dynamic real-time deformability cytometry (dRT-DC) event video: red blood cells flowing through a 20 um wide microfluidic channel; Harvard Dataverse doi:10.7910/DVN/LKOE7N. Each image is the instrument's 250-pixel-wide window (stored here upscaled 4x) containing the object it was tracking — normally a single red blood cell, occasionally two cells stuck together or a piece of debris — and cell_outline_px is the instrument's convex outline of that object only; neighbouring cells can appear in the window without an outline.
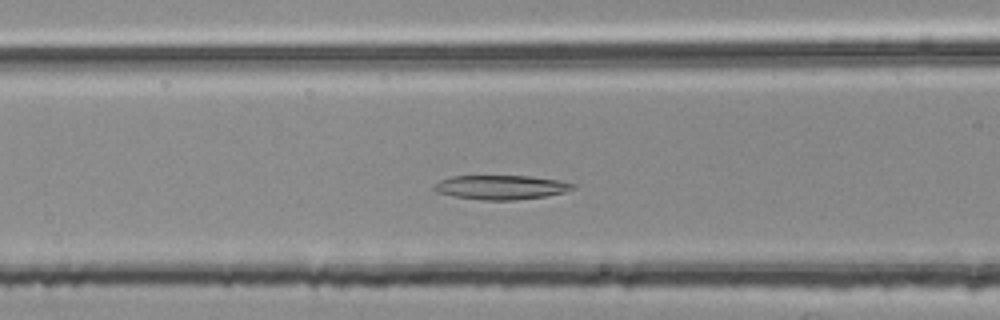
{"species": "common noctule bat (a hibernating species)", "species_latin": "Nyctalus noctula", "temperature_condition": "room temperature", "stored_images_in_passage": 40, "camera_frame_rate_fps": 3000, "um_per_image_px": 0.085, "animal": {"sex": "female", "body_mass_g": 25.1}, "frame": {"image": 1, "passage_image": 10, "time_ms": 3.0, "image_size_px": [1000, 320], "cell_outline_px": [[576, 188], [564, 192], [544, 196], [512, 200], [484, 200], [452, 196], [436, 192], [432, 188], [432, 184], [440, 180], [452, 176], [528, 176], [556, 180], [576, 184]], "centroid_in_image_um": [42.53, 15.92], "position_along_channel_um": 124.1, "area_um2": 19.54}}
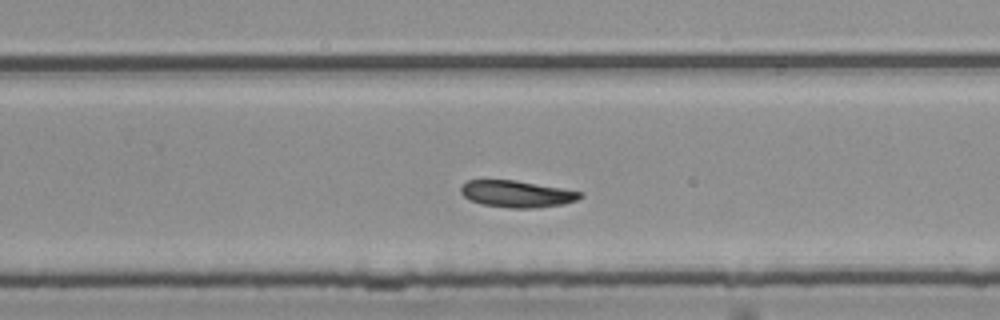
{"frame": {"image": 2, "passage_image": 23, "time_ms": 7.333, "image_size_px": [1000, 320], "cell_outline_px": [[584, 196], [576, 200], [564, 204], [532, 208], [512, 208], [480, 204], [468, 200], [460, 192], [460, 188], [468, 180], [516, 180], [584, 192]], "centroid_in_image_um": [43.94, 16.48], "position_along_channel_um": 285.9, "area_um2": 18.67}}
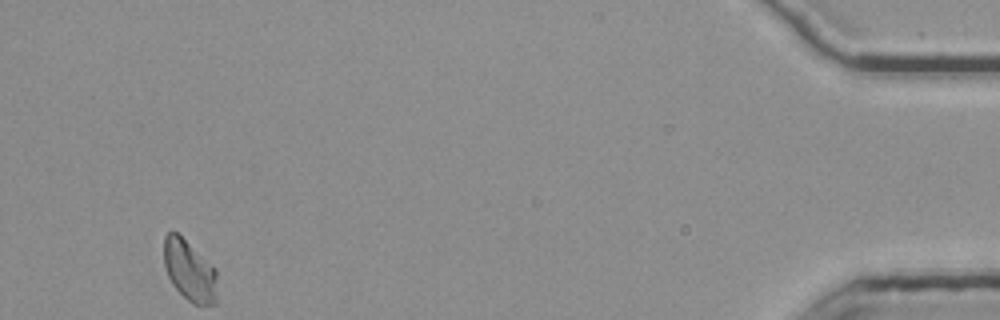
{"frame": {"image": 3, "passage_image": 40, "time_ms": 13.0, "image_size_px": [1000, 320], "cell_outline_px": [[216, 304], [192, 304], [172, 284], [168, 276], [164, 264], [164, 236], [168, 232], [176, 232], [216, 268]], "centroid_in_image_um": [16.1, 23.0], "position_along_channel_um": 419.1, "area_um2": 18.67}}